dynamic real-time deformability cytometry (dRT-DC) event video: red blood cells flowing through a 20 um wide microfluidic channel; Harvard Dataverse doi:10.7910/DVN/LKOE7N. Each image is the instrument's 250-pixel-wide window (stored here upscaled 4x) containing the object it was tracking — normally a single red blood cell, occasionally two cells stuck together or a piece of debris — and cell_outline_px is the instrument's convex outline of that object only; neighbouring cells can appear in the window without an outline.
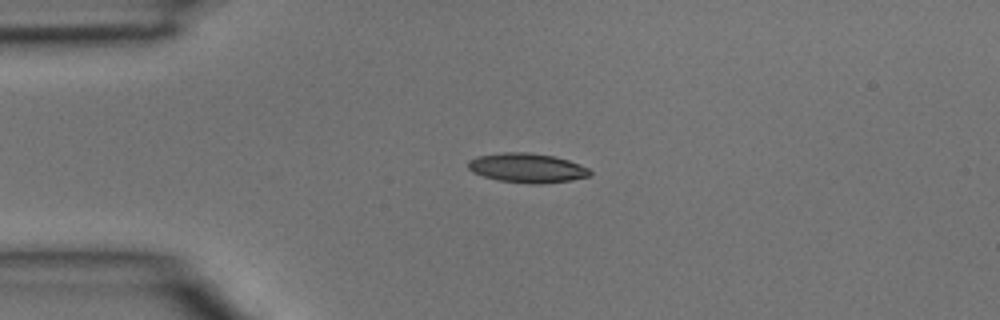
{"species": "common noctule bat (a hibernating species)", "species_latin": "Nyctalus noctula", "temperature_condition": "room temperature", "stored_images_in_passage": 3, "camera_frame_rate_fps": 3000, "um_per_image_px": 0.085, "animal": {"sex": "male", "body_mass_g": 15.6}, "frame": {"image": 1, "passage_image": 2, "time_ms": 0.333, "image_size_px": [1000, 320], "cell_outline_px": [[592, 176], [572, 180], [540, 184], [532, 184], [500, 180], [484, 176], [472, 172], [468, 168], [468, 160], [476, 156], [500, 152], [528, 152], [552, 156], [568, 160], [588, 168], [592, 172]], "centroid_in_image_um": [44.8, 14.27], "position_along_channel_um": 40.2, "area_um2": 20.92}}
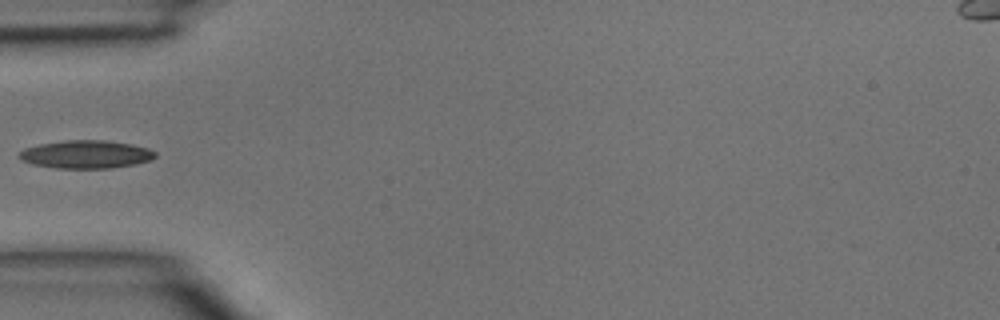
{"frame": {"image": 2, "passage_image": 3, "time_ms": 0.667, "image_size_px": [1000, 320], "cell_outline_px": [[156, 156], [148, 160], [136, 164], [112, 168], [56, 168], [32, 164], [20, 160], [16, 156], [24, 148], [40, 144], [64, 140], [104, 140], [132, 144], [148, 148], [156, 152]], "centroid_in_image_um": [7.28, 13.12], "position_along_channel_um": 77.7, "area_um2": 22.31}}